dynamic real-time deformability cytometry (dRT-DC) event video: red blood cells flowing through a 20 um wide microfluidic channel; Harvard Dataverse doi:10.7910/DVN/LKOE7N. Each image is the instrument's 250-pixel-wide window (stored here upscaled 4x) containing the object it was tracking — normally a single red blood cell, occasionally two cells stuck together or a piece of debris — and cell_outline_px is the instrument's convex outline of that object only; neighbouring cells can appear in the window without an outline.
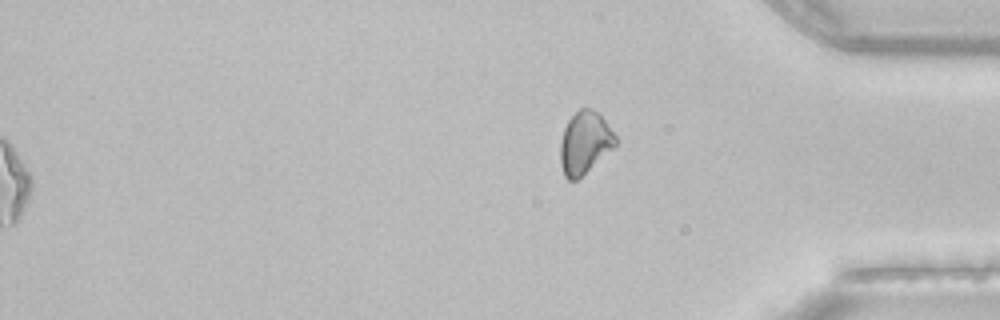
{"species": "common noctule bat (a hibernating species)", "species_latin": "Nyctalus noctula", "temperature_condition": "room temperature", "stored_images_in_passage": 46, "segment_of_instrument_passage": [2, 2], "camera_frame_rate_fps": 3000, "um_per_image_px": 0.085, "animal": {"sex": "female", "body_mass_g": 22.7, "forearm_length_mm": 54.2}, "frame": {"image": 1, "passage_image": 46, "time_ms": 15.0, "image_size_px": [1000, 320], "cell_outline_px": [[616, 148], [576, 180], [568, 180], [564, 176], [560, 164], [560, 140], [564, 128], [568, 120], [580, 108], [592, 108], [600, 112], [616, 136]], "centroid_in_image_um": [49.72, 12.12], "position_along_channel_um": 385.5, "area_um2": 20.46}}